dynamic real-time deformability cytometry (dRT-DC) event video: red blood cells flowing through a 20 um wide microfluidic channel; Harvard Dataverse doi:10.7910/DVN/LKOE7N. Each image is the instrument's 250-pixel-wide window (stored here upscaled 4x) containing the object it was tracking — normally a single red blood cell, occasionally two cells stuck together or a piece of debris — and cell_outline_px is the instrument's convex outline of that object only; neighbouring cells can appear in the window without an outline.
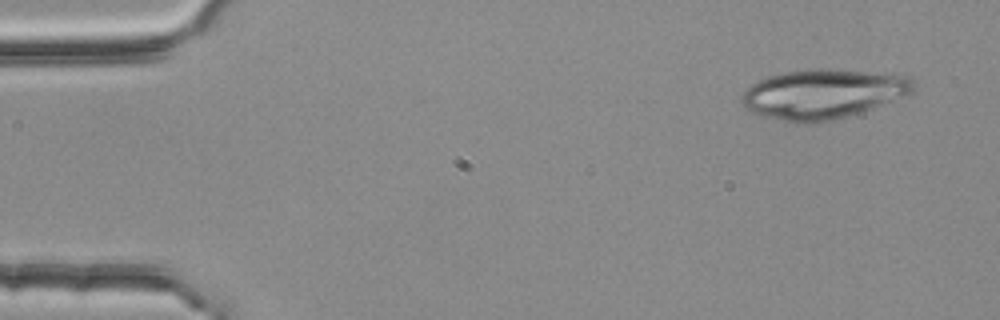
{"species": "common noctule bat (a hibernating species)", "species_latin": "Nyctalus noctula", "temperature_condition": "room temperature", "stored_images_in_passage": 3, "camera_frame_rate_fps": 3000, "um_per_image_px": 0.085, "animal": {"sex": "female", "body_mass_g": 25.1}, "frame": {"image": 1, "passage_image": 1, "time_ms": 0.0, "image_size_px": [1000, 320], "cell_outline_px": [[916, 88], [912, 92], [860, 112], [832, 120], [812, 124], [800, 124], [780, 120], [764, 116], [752, 112], [744, 108], [740, 100], [744, 92], [756, 80], [768, 76], [784, 72], [812, 68], [828, 68], [892, 72], [912, 76], [916, 84]], "centroid_in_image_um": [69.98, 7.96], "position_along_channel_um": 15.0, "area_um2": 50.34}}